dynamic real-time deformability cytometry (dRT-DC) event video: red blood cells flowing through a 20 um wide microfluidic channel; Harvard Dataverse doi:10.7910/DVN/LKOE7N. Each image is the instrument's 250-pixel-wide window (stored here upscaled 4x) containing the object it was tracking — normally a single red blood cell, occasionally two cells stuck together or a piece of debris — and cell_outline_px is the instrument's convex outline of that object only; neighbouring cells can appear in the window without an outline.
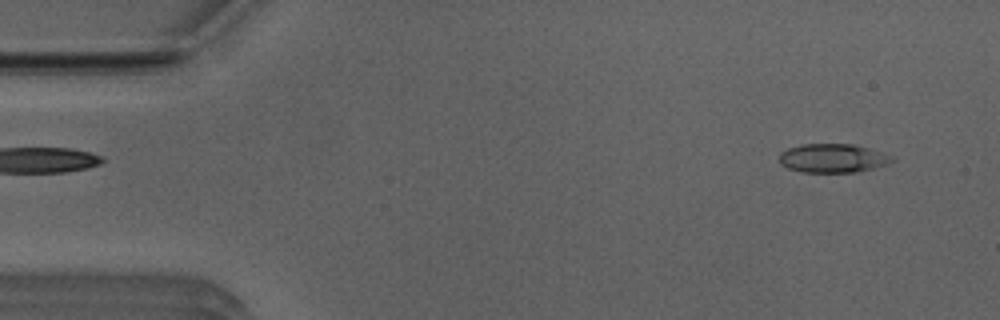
{"species": "Egyptian fruit bat (a non-hibernating species)", "species_latin": "Rousettus aegyptiacus", "temperature_condition": "room temperature", "stored_images_in_passage": 51, "camera_frame_rate_fps": 3000, "um_per_image_px": 0.085, "animal": {"sex": "male"}, "frame": {"image": 1, "passage_image": 4, "time_ms": 1.0, "image_size_px": [1000, 320], "cell_outline_px": [[896, 160], [888, 164], [860, 172], [800, 172], [788, 168], [780, 164], [780, 152], [788, 148], [804, 144], [852, 144], [868, 148], [892, 156]], "centroid_in_image_um": [70.79, 13.45], "position_along_channel_um": 14.2, "area_um2": 18.96}}
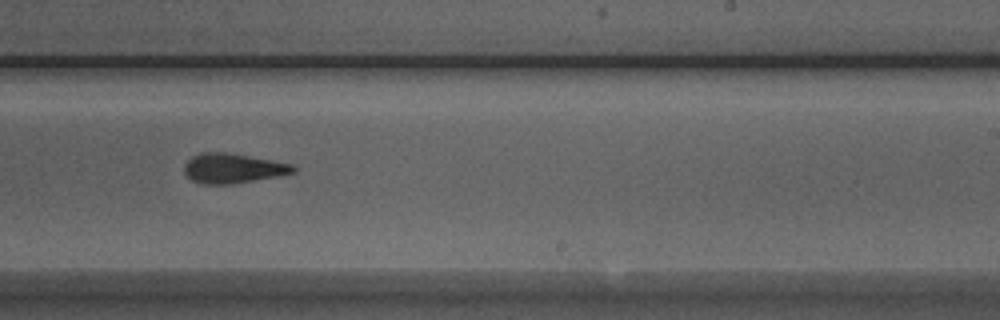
{"frame": {"image": 2, "passage_image": 31, "time_ms": 10.0, "image_size_px": [1000, 320], "cell_outline_px": [[296, 172], [276, 176], [232, 184], [204, 184], [192, 180], [184, 172], [184, 164], [192, 156], [200, 152], [224, 152], [272, 160], [292, 164], [296, 168]], "centroid_in_image_um": [19.77, 14.3], "position_along_channel_um": 269.2, "area_um2": 18.73}}
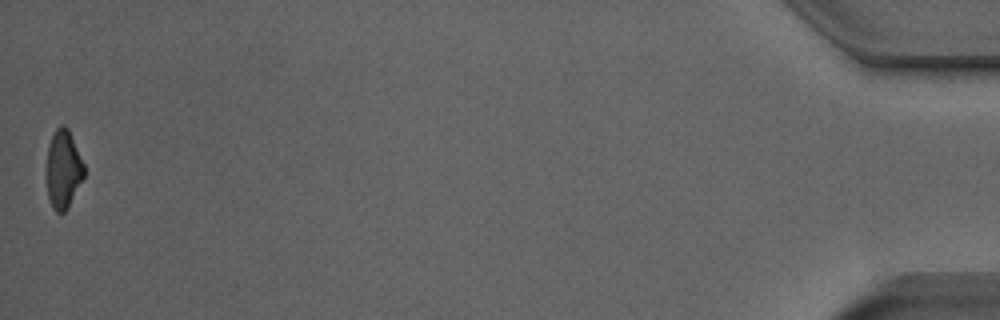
{"frame": {"image": 3, "passage_image": 51, "time_ms": 16.667, "image_size_px": [1000, 320], "cell_outline_px": [[84, 176], [64, 212], [56, 212], [52, 208], [48, 196], [48, 144], [56, 128], [60, 124], [64, 124], [68, 128], [84, 164]], "centroid_in_image_um": [5.38, 14.34], "position_along_channel_um": 429.8, "area_um2": 16.59}, "authors_computed_cell_mechanics": {"area_um2": 18.8428, "velocity_mm_per_s": 3.9764, "shape_relaxation_time_tau1_ms": 3.1922, "shape_relaxation_time_tau2_ms": 2.0384, "deformation_change_tau1": 0.1455, "deformation_change_tau2": 0.0979}}